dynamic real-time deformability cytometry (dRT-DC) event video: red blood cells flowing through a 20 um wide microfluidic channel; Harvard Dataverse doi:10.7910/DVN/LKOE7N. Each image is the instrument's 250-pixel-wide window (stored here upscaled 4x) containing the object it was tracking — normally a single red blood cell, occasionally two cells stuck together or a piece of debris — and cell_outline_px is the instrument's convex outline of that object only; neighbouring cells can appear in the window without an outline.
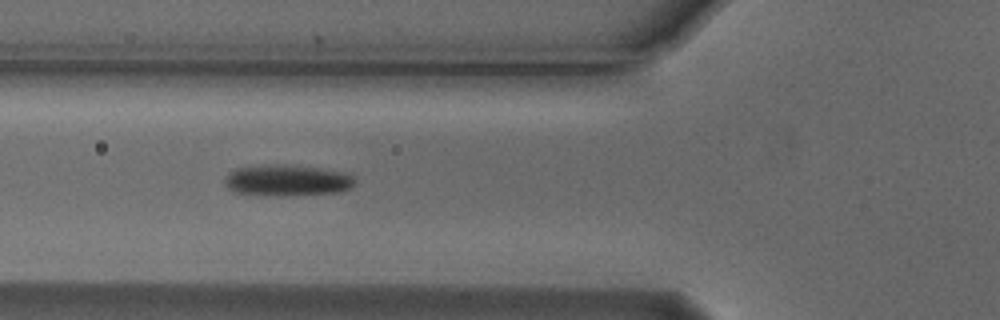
{"species": "Egyptian fruit bat (a non-hibernating species)", "species_latin": "Rousettus aegyptiacus", "temperature_condition": "cold", "stored_images_in_passage": 9, "camera_frame_rate_fps": 3000, "um_per_image_px": 0.085, "animal": {"sex": "male"}, "frame": {"image": 1, "passage_image": 6, "time_ms": 1.667, "image_size_px": [1000, 320], "cell_outline_px": [[356, 184], [348, 188], [336, 192], [284, 196], [236, 192], [228, 188], [224, 184], [224, 176], [228, 172], [236, 168], [272, 164], [280, 164], [320, 168], [340, 172], [352, 176], [356, 180]], "centroid_in_image_um": [24.36, 15.32], "position_along_channel_um": 101.4, "area_um2": 23.47}}
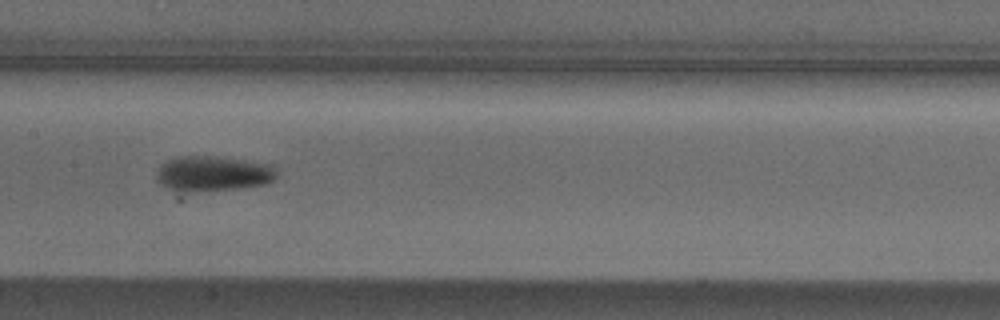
{"frame": {"image": 2, "passage_image": 8, "time_ms": 2.333, "image_size_px": [1000, 320], "cell_outline_px": [[276, 176], [268, 184], [240, 188], [192, 192], [188, 192], [168, 188], [160, 184], [156, 180], [156, 176], [160, 164], [168, 160], [180, 156], [208, 156], [244, 160], [272, 164], [276, 168]], "centroid_in_image_um": [18.1, 14.76], "position_along_channel_um": 189.3, "area_um2": 24.74}}
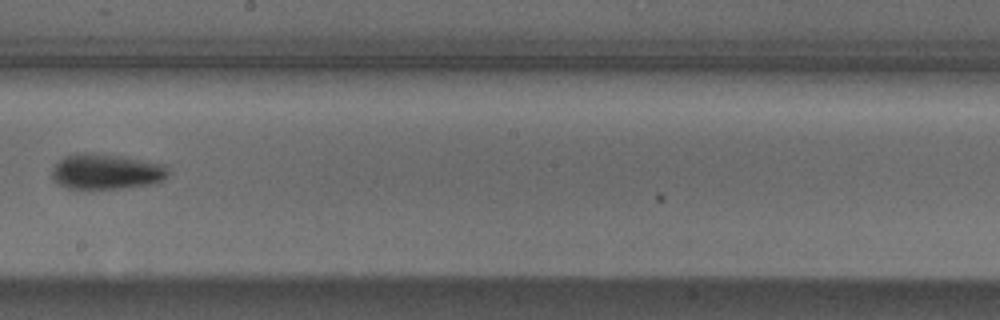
{"frame": {"image": 3, "passage_image": 9, "time_ms": 2.667, "image_size_px": [1000, 320], "cell_outline_px": [[168, 176], [156, 184], [124, 188], [68, 188], [52, 180], [52, 168], [64, 156], [84, 152], [96, 152], [124, 156], [168, 164]], "centroid_in_image_um": [9.09, 14.56], "position_along_channel_um": 239.1, "area_um2": 24.45}}